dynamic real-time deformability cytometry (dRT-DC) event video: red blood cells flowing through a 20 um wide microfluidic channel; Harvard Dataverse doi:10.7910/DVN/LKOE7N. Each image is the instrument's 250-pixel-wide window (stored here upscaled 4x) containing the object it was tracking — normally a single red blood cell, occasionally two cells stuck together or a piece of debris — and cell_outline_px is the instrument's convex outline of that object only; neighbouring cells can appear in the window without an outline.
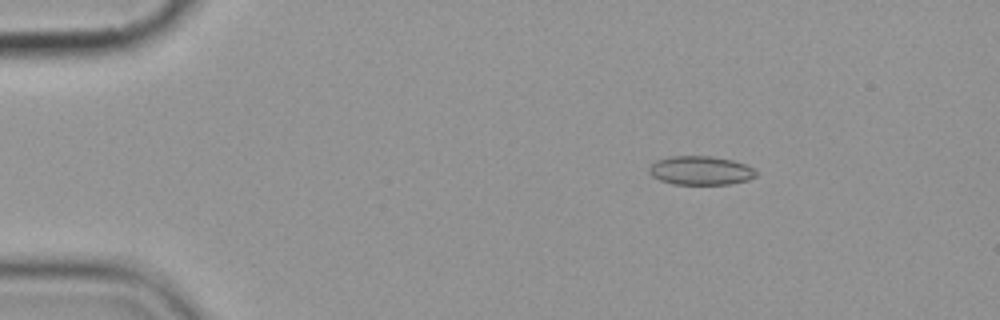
{"species": "common noctule bat (a hibernating species)", "species_latin": "Nyctalus noctula", "temperature_condition": "cold", "stored_images_in_passage": 5, "camera_frame_rate_fps": 3000, "um_per_image_px": 0.085, "animal": {"sex": "female", "body_mass_g": 19.9}, "frame": {"image": 1, "passage_image": 3, "time_ms": 2.0, "image_size_px": [1000, 320], "cell_outline_px": [[756, 176], [748, 180], [728, 184], [672, 184], [660, 180], [652, 176], [648, 172], [648, 168], [656, 160], [668, 156], [712, 156], [732, 160], [744, 164], [752, 168], [756, 172]], "centroid_in_image_um": [59.51, 14.49], "position_along_channel_um": 25.5, "area_um2": 17.98}}